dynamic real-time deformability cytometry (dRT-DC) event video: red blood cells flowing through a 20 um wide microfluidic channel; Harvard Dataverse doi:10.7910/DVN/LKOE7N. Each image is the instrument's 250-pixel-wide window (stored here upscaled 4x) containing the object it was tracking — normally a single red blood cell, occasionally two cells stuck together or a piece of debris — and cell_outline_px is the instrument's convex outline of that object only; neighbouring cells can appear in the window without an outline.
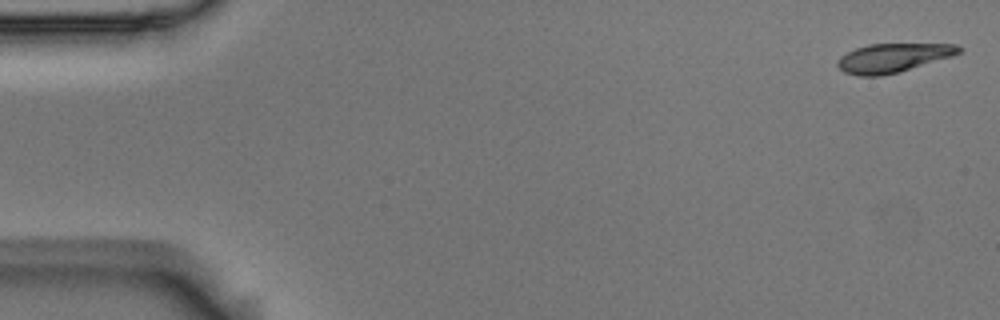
{"species": "Egyptian fruit bat (a non-hibernating species)", "species_latin": "Rousettus aegyptiacus", "temperature_condition": "room temperature", "stored_images_in_passage": 5, "camera_frame_rate_fps": 3000, "um_per_image_px": 0.085, "animal": {"sex": "male"}, "frame": {"image": 1, "passage_image": 1, "time_ms": 0.0, "image_size_px": [1000, 320], "cell_outline_px": [[964, 48], [960, 52], [952, 56], [896, 72], [880, 76], [860, 76], [844, 72], [836, 64], [836, 60], [840, 56], [856, 48], [868, 44], [956, 44]], "centroid_in_image_um": [75.87, 4.9], "position_along_channel_um": 9.1, "area_um2": 20.17}}